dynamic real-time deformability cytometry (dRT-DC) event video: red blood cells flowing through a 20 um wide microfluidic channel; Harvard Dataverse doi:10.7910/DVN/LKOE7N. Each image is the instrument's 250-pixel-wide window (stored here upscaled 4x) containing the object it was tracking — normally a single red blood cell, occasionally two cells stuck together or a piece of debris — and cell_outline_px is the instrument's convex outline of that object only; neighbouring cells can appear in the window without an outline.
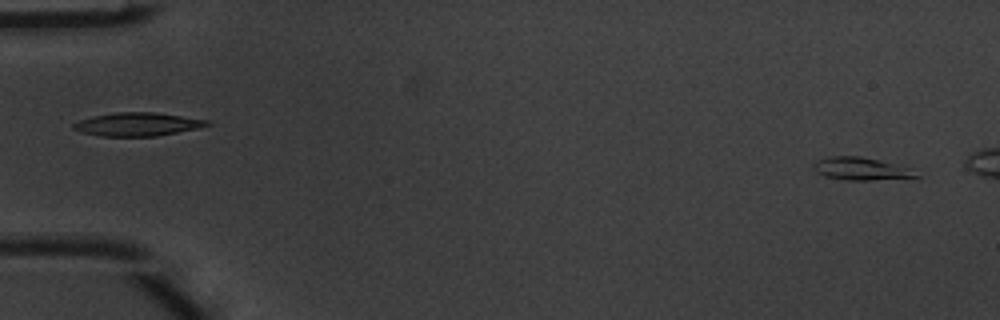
{"species": "common noctule bat (a hibernating species)", "species_latin": "Nyctalus noctula", "temperature_condition": "warm", "stored_images_in_passage": 5, "camera_frame_rate_fps": 3000, "um_per_image_px": 0.085, "animal": {"sex": "male", "body_mass_g": 20.1, "forearm_length_mm": 53.5}, "frame": {"image": 1, "passage_image": 5, "time_ms": 1.333, "image_size_px": [1000, 320], "cell_outline_px": [[920, 176], [872, 180], [844, 180], [824, 176], [816, 172], [812, 164], [816, 160], [828, 156], [860, 156], [912, 168]], "centroid_in_image_um": [73.13, 14.34], "position_along_channel_um": 11.9, "area_um2": 13.53}}